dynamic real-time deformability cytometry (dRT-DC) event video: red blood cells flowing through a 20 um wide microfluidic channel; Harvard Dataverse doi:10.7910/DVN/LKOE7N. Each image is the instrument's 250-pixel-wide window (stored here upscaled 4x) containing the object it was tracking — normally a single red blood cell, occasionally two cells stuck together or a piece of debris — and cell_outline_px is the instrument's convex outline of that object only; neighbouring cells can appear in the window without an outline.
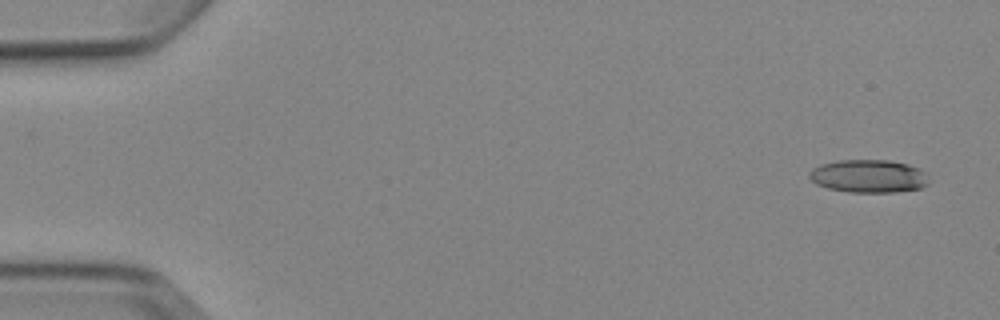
{"species": "Egyptian fruit bat (a non-hibernating species)", "species_latin": "Rousettus aegyptiacus", "temperature_condition": "cold", "stored_images_in_passage": 4, "camera_frame_rate_fps": 3000, "um_per_image_px": 0.085, "animal": {"sex": "female"}, "frame": {"image": 1, "passage_image": 1, "time_ms": 0.0, "image_size_px": [1000, 320], "cell_outline_px": [[928, 184], [920, 188], [896, 192], [848, 192], [828, 188], [816, 184], [808, 176], [808, 172], [812, 168], [820, 164], [840, 160], [888, 160], [908, 164], [920, 168], [924, 172], [928, 180]], "centroid_in_image_um": [73.81, 14.97], "position_along_channel_um": 11.2, "area_um2": 23.06}}
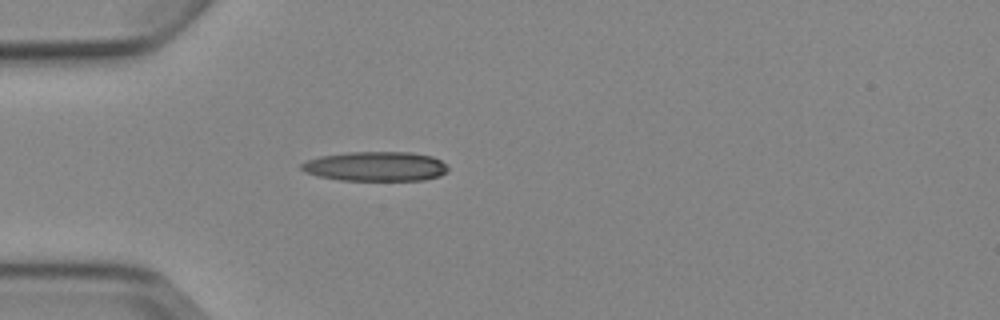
{"frame": {"image": 2, "passage_image": 4, "time_ms": 4.333, "image_size_px": [1000, 320], "cell_outline_px": [[448, 172], [440, 176], [424, 180], [340, 180], [320, 176], [304, 172], [300, 168], [300, 164], [304, 160], [320, 156], [348, 152], [412, 152], [432, 156], [440, 160], [448, 168]], "centroid_in_image_um": [31.91, 14.14], "position_along_channel_um": 53.1, "area_um2": 25.37}}